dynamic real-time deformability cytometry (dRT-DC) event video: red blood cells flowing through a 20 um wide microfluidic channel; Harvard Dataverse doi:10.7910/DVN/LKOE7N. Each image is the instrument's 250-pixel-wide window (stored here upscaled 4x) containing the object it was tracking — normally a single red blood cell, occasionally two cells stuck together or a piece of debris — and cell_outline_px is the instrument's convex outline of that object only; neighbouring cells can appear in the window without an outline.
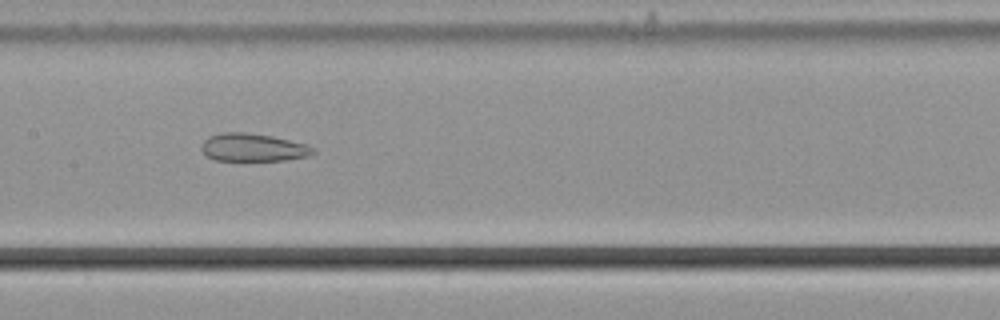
{"species": "common noctule bat (a hibernating species)", "species_latin": "Nyctalus noctula", "temperature_condition": "cold", "stored_images_in_passage": 50, "camera_frame_rate_fps": 3000, "um_per_image_px": 0.085, "animal": {"sex": "male", "body_mass_g": 21.5, "forearm_length_mm": 52.0}, "frame": {"image": 1, "passage_image": 28, "time_ms": 9.0, "image_size_px": [1000, 320], "cell_outline_px": [[316, 152], [308, 156], [288, 160], [216, 160], [208, 156], [200, 148], [200, 144], [208, 136], [220, 132], [244, 132], [272, 136], [304, 144], [316, 148]], "centroid_in_image_um": [21.49, 12.53], "position_along_channel_um": 185.9, "area_um2": 18.15}}
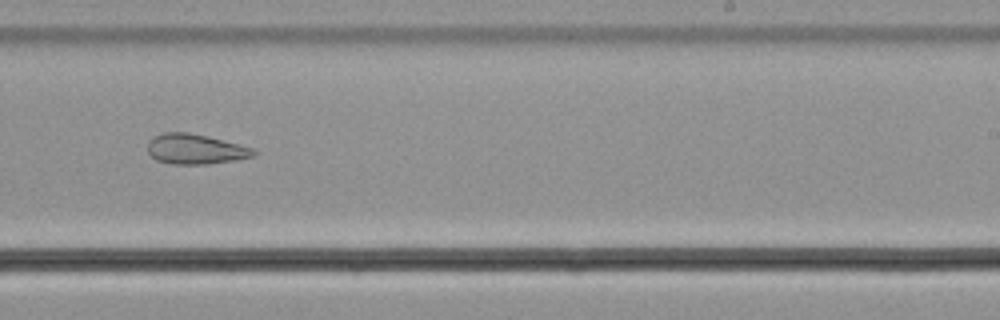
{"frame": {"image": 2, "passage_image": 35, "time_ms": 11.333, "image_size_px": [1000, 320], "cell_outline_px": [[256, 156], [236, 160], [208, 164], [172, 164], [156, 160], [148, 152], [148, 140], [164, 132], [188, 132], [208, 136], [256, 148]], "centroid_in_image_um": [16.65, 12.67], "position_along_channel_um": 272.3, "area_um2": 18.79}}
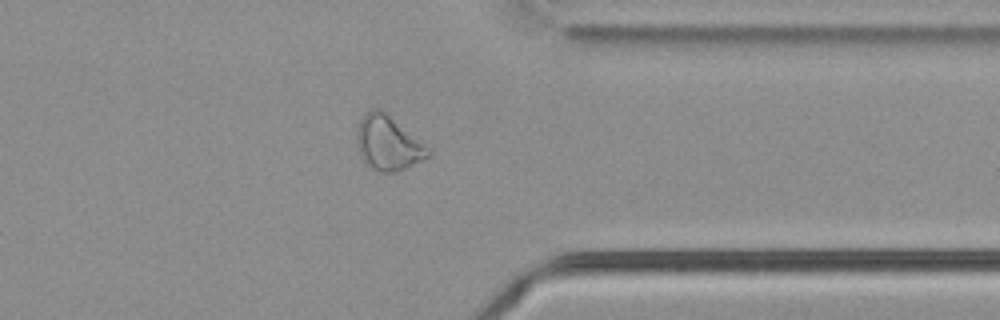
{"frame": {"image": 3, "passage_image": 44, "time_ms": 14.333, "image_size_px": [1000, 320], "cell_outline_px": [[432, 152], [428, 156], [396, 172], [380, 172], [368, 168], [360, 156], [356, 144], [356, 132], [360, 120], [364, 112], [372, 108], [380, 108], [432, 148]], "centroid_in_image_um": [32.96, 12.15], "position_along_channel_um": 378.4, "area_um2": 23.0}, "authors_computed_cell_mechanics": {"area_um2": 23.4668, "velocity_mm_per_s": 3.7227, "shape_relaxation_time_tau1_ms": null, "shape_relaxation_time_tau2_ms": 2.6183, "deformation_change_tau1": null, "deformation_change_tau2": 0.1081}}